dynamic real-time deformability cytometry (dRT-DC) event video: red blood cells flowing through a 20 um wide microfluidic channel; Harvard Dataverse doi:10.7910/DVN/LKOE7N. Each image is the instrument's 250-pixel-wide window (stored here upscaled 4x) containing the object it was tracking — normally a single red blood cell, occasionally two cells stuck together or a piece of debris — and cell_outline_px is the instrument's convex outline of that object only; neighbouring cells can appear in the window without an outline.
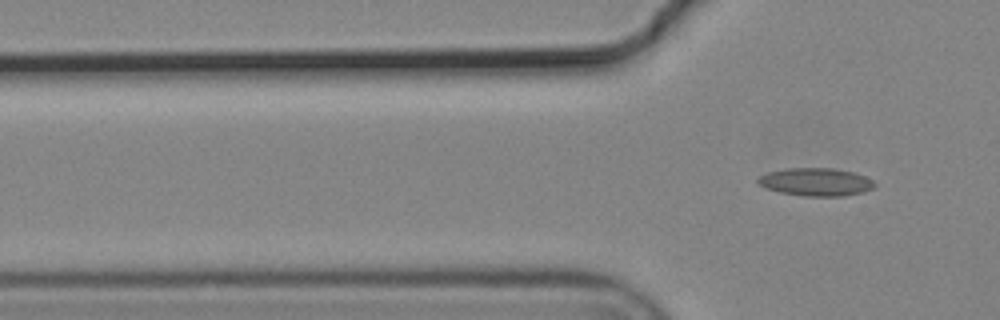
{"species": "common noctule bat (a hibernating species)", "species_latin": "Nyctalus noctula", "temperature_condition": "cold", "stored_images_in_passage": 3, "segment_of_instrument_passage": [2, 2], "camera_frame_rate_fps": 3000, "um_per_image_px": 0.085, "animal": {"sex": "male", "body_mass_g": 19.2, "forearm_length_mm": 51.8}, "frame": {"image": 1, "passage_image": 3, "time_ms": 0.667, "image_size_px": [1000, 320], "cell_outline_px": [[876, 184], [872, 188], [864, 192], [840, 196], [804, 196], [780, 192], [768, 188], [760, 184], [756, 180], [760, 176], [768, 172], [788, 168], [832, 168], [852, 172], [864, 176], [872, 180]], "centroid_in_image_um": [69.36, 15.46], "position_along_channel_um": 56.4, "area_um2": 18.73}}